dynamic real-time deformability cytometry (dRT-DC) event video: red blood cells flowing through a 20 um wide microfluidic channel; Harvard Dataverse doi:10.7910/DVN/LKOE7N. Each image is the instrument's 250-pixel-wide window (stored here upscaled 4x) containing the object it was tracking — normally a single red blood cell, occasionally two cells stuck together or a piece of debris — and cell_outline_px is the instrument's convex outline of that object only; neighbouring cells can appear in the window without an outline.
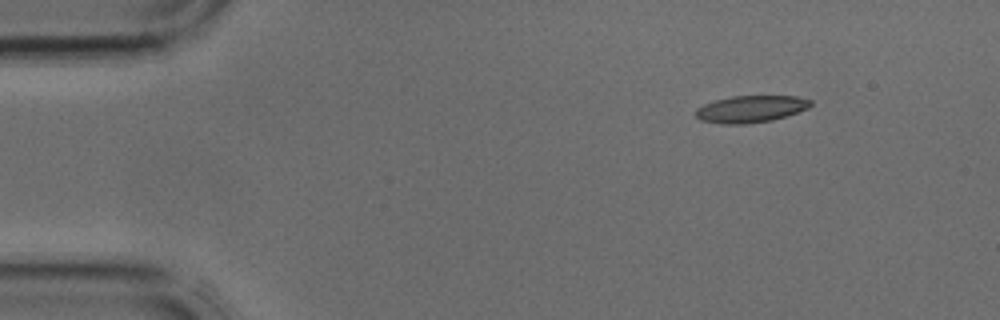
{"species": "common noctule bat (a hibernating species)", "species_latin": "Nyctalus noctula", "temperature_condition": "cold", "stored_images_in_passage": 3, "camera_frame_rate_fps": 3000, "um_per_image_px": 0.085, "animal": {"sex": "male", "body_mass_g": 17.9, "forearm_length_mm": 54.2}, "frame": {"image": 1, "passage_image": 1, "time_ms": 0.0, "image_size_px": [1000, 320], "cell_outline_px": [[812, 104], [808, 108], [772, 120], [748, 124], [724, 124], [700, 120], [696, 116], [696, 108], [704, 104], [716, 100], [732, 96], [796, 96], [812, 100]], "centroid_in_image_um": [63.81, 9.26], "position_along_channel_um": 21.2, "area_um2": 17.92}}
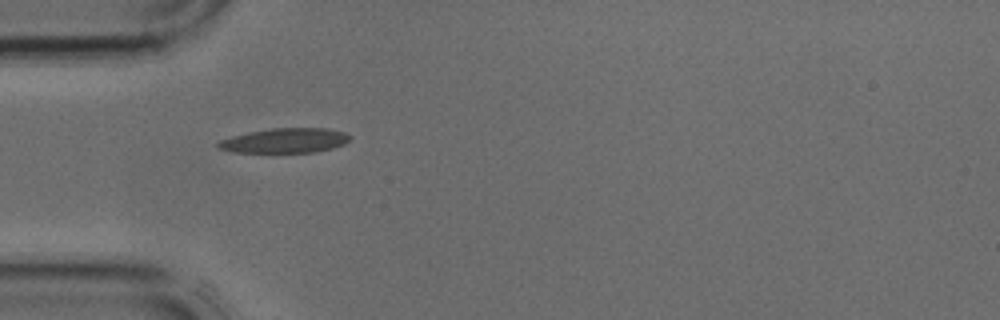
{"frame": {"image": 2, "passage_image": 3, "time_ms": 0.667, "image_size_px": [1000, 320], "cell_outline_px": [[352, 136], [344, 144], [332, 148], [316, 152], [232, 152], [216, 148], [216, 144], [220, 140], [232, 136], [248, 132], [272, 128], [328, 128], [344, 132]], "centroid_in_image_um": [24.21, 11.94], "position_along_channel_um": 60.8, "area_um2": 19.02}}